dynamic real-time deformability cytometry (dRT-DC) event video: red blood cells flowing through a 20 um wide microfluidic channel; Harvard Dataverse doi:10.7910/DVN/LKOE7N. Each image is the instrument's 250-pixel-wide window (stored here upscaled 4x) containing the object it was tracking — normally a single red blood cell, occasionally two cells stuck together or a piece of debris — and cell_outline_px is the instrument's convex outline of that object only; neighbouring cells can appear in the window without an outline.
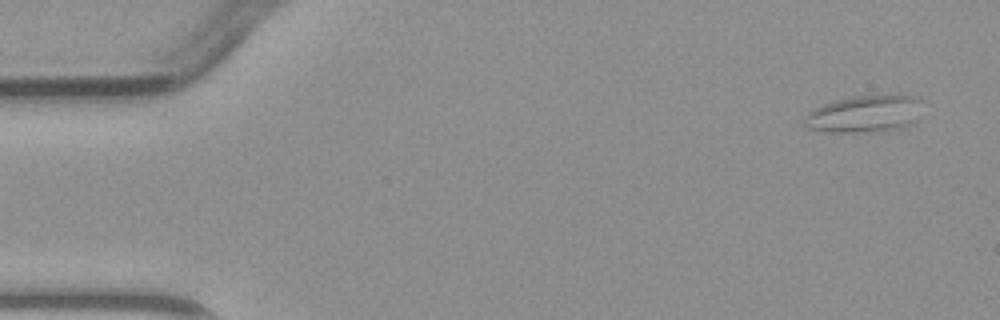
{"species": "common noctule bat (a hibernating species)", "species_latin": "Nyctalus noctula", "temperature_condition": "warm", "stored_images_in_passage": 4, "camera_frame_rate_fps": 3000, "um_per_image_px": 0.085, "animal": {"sex": "male", "body_mass_g": 23.1, "forearm_length_mm": 52.7}, "frame": {"image": 1, "passage_image": 1, "time_ms": 0.0, "image_size_px": [1000, 320], "cell_outline_px": [[924, 100], [920, 120], [912, 124], [900, 128], [876, 132], [832, 132], [808, 128], [804, 124], [804, 116], [812, 108], [820, 104], [852, 96], [896, 92], [900, 92], [916, 96]], "centroid_in_image_um": [73.62, 9.63], "position_along_channel_um": 11.4, "area_um2": 27.05}}